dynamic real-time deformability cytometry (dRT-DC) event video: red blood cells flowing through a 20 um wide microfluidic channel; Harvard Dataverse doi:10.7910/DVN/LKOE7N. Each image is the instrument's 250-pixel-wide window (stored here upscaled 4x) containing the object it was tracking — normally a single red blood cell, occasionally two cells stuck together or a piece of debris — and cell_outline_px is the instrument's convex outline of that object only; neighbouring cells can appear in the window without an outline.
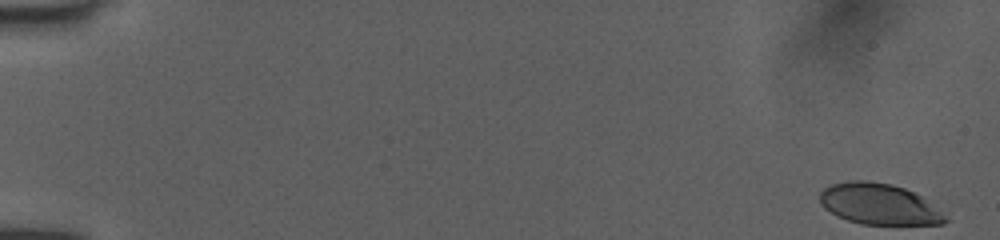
{"species": "human", "species_latin": "Homo sapiens", "temperature_condition": "room temperature", "stored_images_in_passage": 52, "camera_frame_rate_fps": 3000, "um_per_image_px": 0.085, "donor": {"sex": "female"}, "frame": {"image": 1, "passage_image": 1, "time_ms": 0.0, "image_size_px": [1000, 240], "cell_outline_px": [[948, 220], [944, 224], [860, 224], [836, 216], [824, 208], [820, 204], [820, 192], [824, 188], [832, 184], [848, 180], [868, 180], [892, 184], [904, 188], [920, 196], [940, 212]], "centroid_in_image_um": [74.64, 17.34], "position_along_channel_um": 10.4, "area_um2": 29.71}}
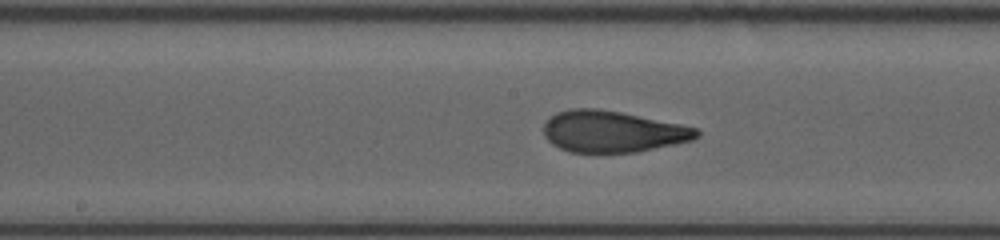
{"frame": {"image": 2, "passage_image": 28, "time_ms": 9.0, "image_size_px": [1000, 240], "cell_outline_px": [[700, 136], [692, 140], [636, 152], [568, 152], [552, 144], [544, 136], [544, 124], [548, 116], [556, 112], [568, 108], [596, 108], [620, 112], [680, 124], [696, 128], [700, 132]], "centroid_in_image_um": [52.01, 11.17], "position_along_channel_um": 196.2, "area_um2": 36.93}}
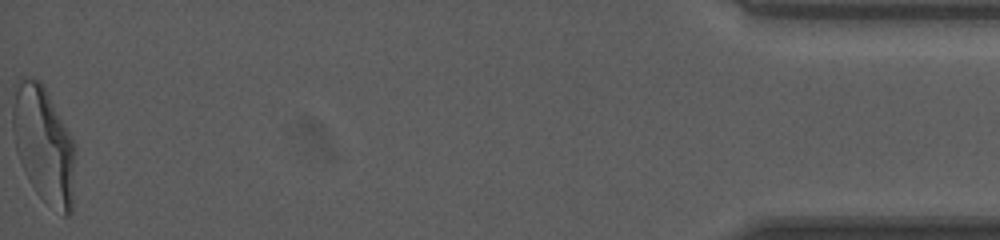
{"frame": {"image": 3, "passage_image": 52, "time_ms": 17.0, "image_size_px": [1000, 240], "cell_outline_px": [[76, 152], [72, 212], [68, 216], [64, 216], [44, 200], [36, 192], [16, 152], [12, 128], [12, 88], [16, 80], [20, 76], [40, 80], [44, 84], [72, 136]], "centroid_in_image_um": [3.72, 12.22], "position_along_channel_um": 431.5, "area_um2": 43.23}, "authors_computed_cell_mechanics": {"area_um2": 36.7897, "velocity_mm_per_s": 4.0378, "shape_relaxation_time_tau1_ms": 7.2608, "shape_relaxation_time_tau2_ms": 0.8082, "deformation_change_tau1": 0.2739, "deformation_change_tau2": 0.0764}}